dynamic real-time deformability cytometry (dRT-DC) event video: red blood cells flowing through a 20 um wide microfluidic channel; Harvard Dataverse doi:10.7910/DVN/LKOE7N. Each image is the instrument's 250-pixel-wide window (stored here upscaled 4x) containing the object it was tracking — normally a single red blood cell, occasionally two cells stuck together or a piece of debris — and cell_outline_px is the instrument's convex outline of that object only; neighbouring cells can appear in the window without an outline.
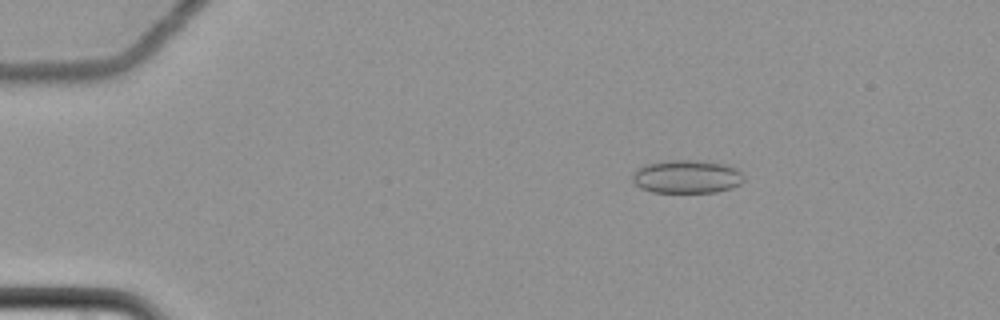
{"species": "common noctule bat (a hibernating species)", "species_latin": "Nyctalus noctula", "temperature_condition": "cold", "stored_images_in_passage": 53, "camera_frame_rate_fps": 3000, "um_per_image_px": 0.085, "animal": {"sex": "female", "body_mass_g": 22.7, "forearm_length_mm": 54.2}, "frame": {"image": 1, "passage_image": 3, "time_ms": 0.667, "image_size_px": [1000, 320], "cell_outline_px": [[744, 180], [740, 184], [732, 188], [716, 192], [652, 192], [640, 188], [632, 180], [632, 176], [636, 168], [644, 164], [668, 160], [696, 160], [724, 164], [736, 168], [744, 176]], "centroid_in_image_um": [58.36, 15.01], "position_along_channel_um": 26.6, "area_um2": 21.73}}
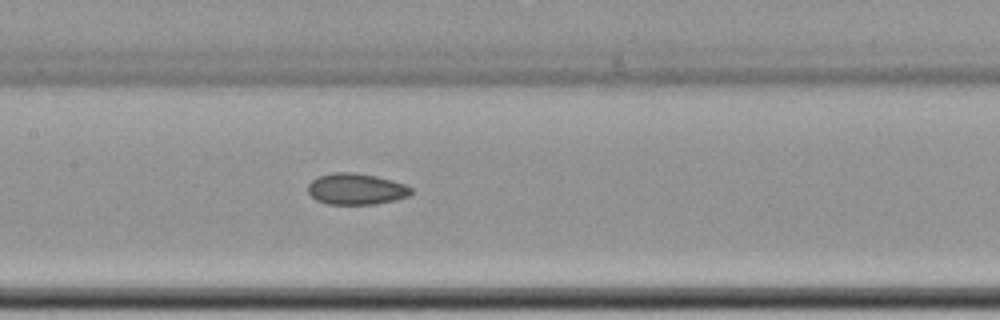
{"frame": {"image": 2, "passage_image": 23, "time_ms": 7.333, "image_size_px": [1000, 320], "cell_outline_px": [[412, 192], [408, 196], [396, 200], [372, 204], [328, 204], [316, 200], [308, 192], [308, 184], [312, 180], [320, 176], [336, 172], [352, 172], [376, 176], [392, 180], [404, 184], [412, 188]], "centroid_in_image_um": [30.28, 16.07], "position_along_channel_um": 177.1, "area_um2": 18.67}}
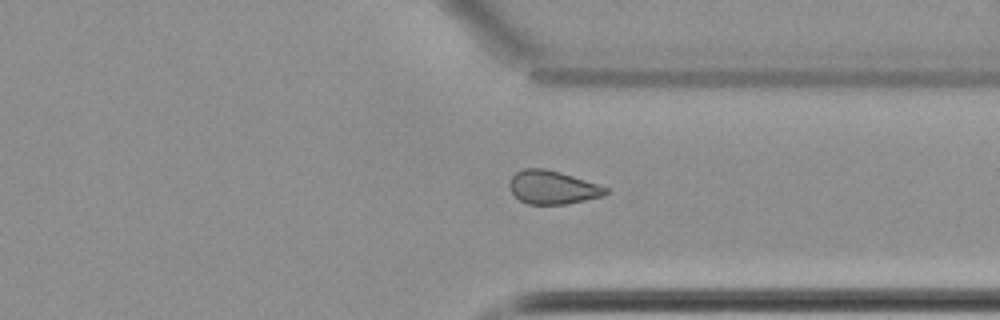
{"frame": {"image": 3, "passage_image": 39, "time_ms": 12.667, "image_size_px": [1000, 320], "cell_outline_px": [[608, 192], [600, 196], [568, 204], [528, 204], [520, 200], [508, 188], [508, 184], [512, 176], [516, 172], [524, 168], [544, 168], [560, 172], [600, 184], [608, 188]], "centroid_in_image_um": [46.95, 15.92], "position_along_channel_um": 364.5, "area_um2": 18.73}, "authors_computed_cell_mechanics": {"area_um2": 19.0162, "velocity_mm_per_s": 3.5055, "shape_relaxation_time_tau1_ms": 10.597, "shape_relaxation_time_tau2_ms": 5.7078, "deformation_change_tau1": 0.0869, "deformation_change_tau2": 0.0967}}